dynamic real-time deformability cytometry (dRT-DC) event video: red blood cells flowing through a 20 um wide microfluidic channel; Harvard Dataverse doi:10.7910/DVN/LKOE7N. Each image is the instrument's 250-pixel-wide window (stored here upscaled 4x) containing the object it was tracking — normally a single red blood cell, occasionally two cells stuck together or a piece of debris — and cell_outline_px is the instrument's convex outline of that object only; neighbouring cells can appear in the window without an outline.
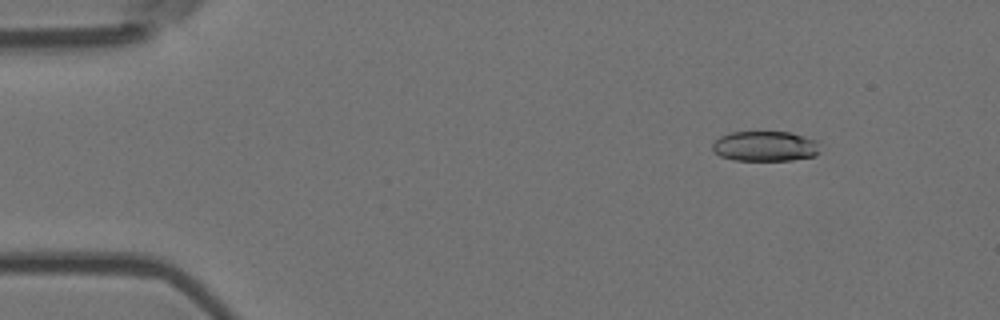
{"species": "Egyptian fruit bat (a non-hibernating species)", "species_latin": "Rousettus aegyptiacus", "temperature_condition": "room temperature", "stored_images_in_passage": 6, "camera_frame_rate_fps": 3000, "um_per_image_px": 0.085, "animal": {"sex": "female"}, "frame": {"image": 1, "passage_image": 2, "time_ms": 0.333, "image_size_px": [1000, 320], "cell_outline_px": [[820, 152], [816, 156], [792, 160], [732, 160], [720, 156], [712, 148], [712, 144], [720, 136], [732, 132], [792, 132], [816, 140]], "centroid_in_image_um": [65.05, 12.43], "position_along_channel_um": 19.9, "area_um2": 18.96}}
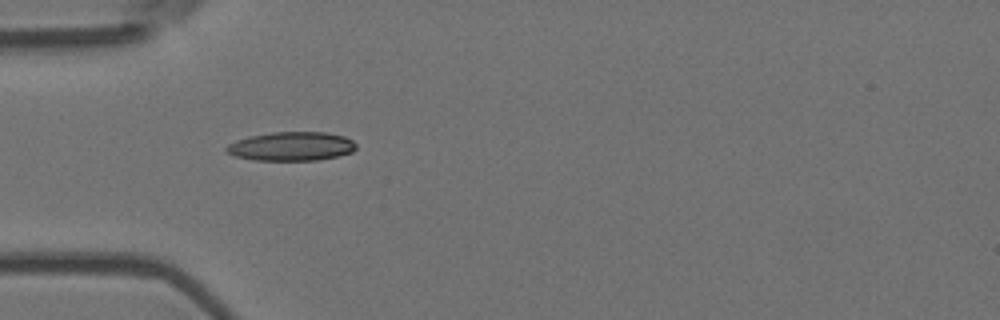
{"frame": {"image": 2, "passage_image": 5, "time_ms": 1.333, "image_size_px": [1000, 320], "cell_outline_px": [[356, 148], [352, 152], [336, 156], [316, 160], [256, 160], [236, 156], [228, 152], [224, 148], [228, 144], [236, 140], [248, 136], [272, 132], [324, 132], [344, 136], [352, 140], [356, 144]], "centroid_in_image_um": [24.76, 12.43], "position_along_channel_um": 60.2, "area_um2": 21.73}}
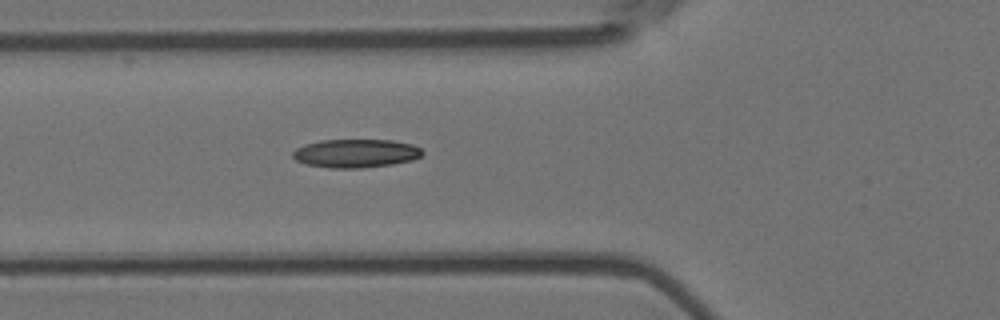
{"frame": {"image": 3, "passage_image": 6, "time_ms": 1.667, "image_size_px": [1000, 320], "cell_outline_px": [[424, 152], [420, 156], [412, 160], [392, 164], [364, 168], [328, 168], [304, 164], [296, 160], [292, 156], [292, 152], [296, 148], [304, 144], [320, 140], [392, 140], [412, 144], [420, 148]], "centroid_in_image_um": [30.21, 13.04], "position_along_channel_um": 95.6, "area_um2": 21.68}}